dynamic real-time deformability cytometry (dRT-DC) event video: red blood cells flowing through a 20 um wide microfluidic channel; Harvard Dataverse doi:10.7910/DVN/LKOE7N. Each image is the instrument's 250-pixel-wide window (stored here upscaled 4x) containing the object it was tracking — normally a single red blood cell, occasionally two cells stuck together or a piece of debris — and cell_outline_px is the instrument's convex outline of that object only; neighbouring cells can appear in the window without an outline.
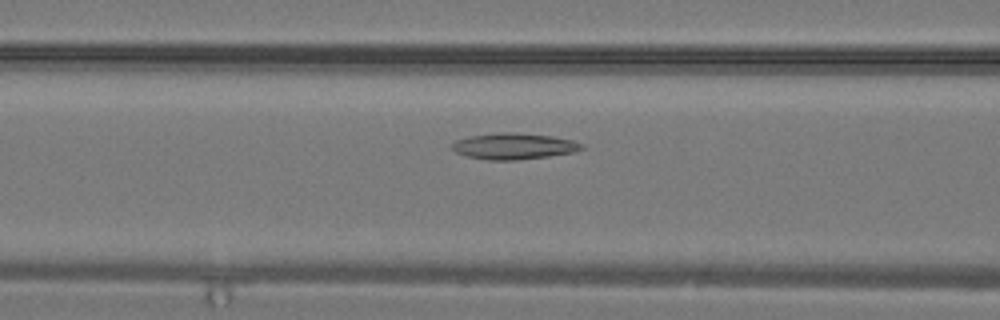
{"species": "common noctule bat (a hibernating species)", "species_latin": "Nyctalus noctula", "temperature_condition": "warm", "stored_images_in_passage": 8, "camera_frame_rate_fps": 3000, "um_per_image_px": 0.085, "animal": {"sex": "male", "body_mass_g": 19.2, "forearm_length_mm": 51.8}, "frame": {"image": 1, "passage_image": 5, "time_ms": 1.333, "image_size_px": [1000, 320], "cell_outline_px": [[588, 148], [572, 152], [548, 156], [516, 160], [484, 160], [468, 156], [456, 152], [448, 144], [456, 140], [468, 136], [500, 132], [512, 132], [552, 136], [572, 140], [584, 144]], "centroid_in_image_um": [43.67, 12.42], "position_along_channel_um": 122.9, "area_um2": 19.94}}
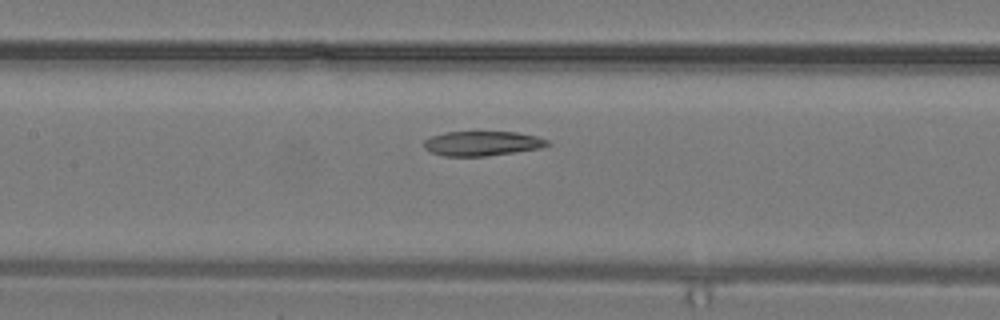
{"frame": {"image": 2, "passage_image": 7, "time_ms": 2.0, "image_size_px": [1000, 320], "cell_outline_px": [[552, 144], [540, 148], [484, 156], [444, 156], [432, 152], [424, 148], [424, 140], [432, 136], [444, 132], [516, 132], [536, 136], [548, 140]], "centroid_in_image_um": [40.98, 12.18], "position_along_channel_um": 166.4, "area_um2": 17.57}}